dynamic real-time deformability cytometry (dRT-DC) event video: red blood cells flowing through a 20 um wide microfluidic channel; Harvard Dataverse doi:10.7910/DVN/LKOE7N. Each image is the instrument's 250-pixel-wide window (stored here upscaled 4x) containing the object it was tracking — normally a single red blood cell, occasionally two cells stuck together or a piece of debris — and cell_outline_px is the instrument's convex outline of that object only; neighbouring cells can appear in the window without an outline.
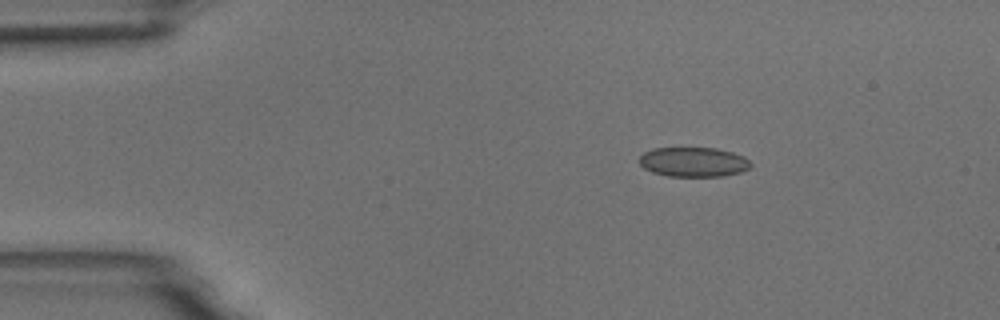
{"species": "common noctule bat (a hibernating species)", "species_latin": "Nyctalus noctula", "temperature_condition": "room temperature", "stored_images_in_passage": 3, "camera_frame_rate_fps": 3000, "um_per_image_px": 0.085, "animal": {"sex": "male", "body_mass_g": 18.8}, "frame": {"image": 1, "passage_image": 1, "time_ms": 0.0, "image_size_px": [1000, 320], "cell_outline_px": [[752, 164], [748, 168], [740, 172], [724, 176], [668, 176], [652, 172], [644, 168], [640, 164], [640, 156], [644, 152], [652, 148], [716, 148], [732, 152], [744, 156]], "centroid_in_image_um": [58.94, 13.76], "position_along_channel_um": 26.1, "area_um2": 19.19}}